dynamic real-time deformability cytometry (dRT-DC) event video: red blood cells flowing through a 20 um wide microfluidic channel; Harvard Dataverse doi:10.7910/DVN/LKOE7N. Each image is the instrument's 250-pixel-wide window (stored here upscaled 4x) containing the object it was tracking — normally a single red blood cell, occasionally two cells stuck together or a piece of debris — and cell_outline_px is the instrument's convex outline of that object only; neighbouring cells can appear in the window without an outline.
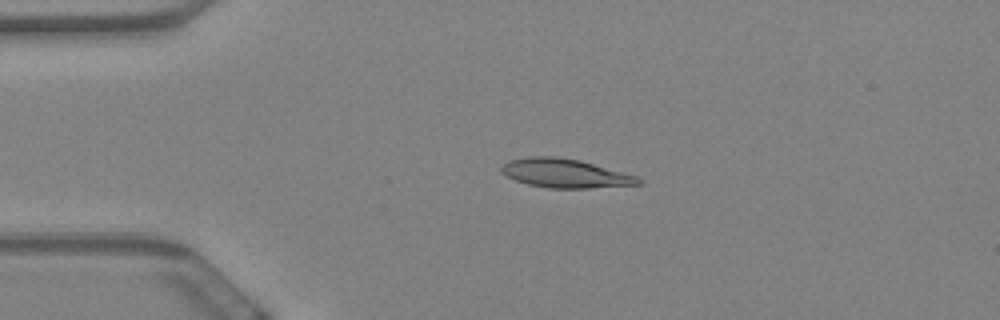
{"species": "Egyptian fruit bat (a non-hibernating species)", "species_latin": "Rousettus aegyptiacus", "temperature_condition": "warm", "stored_images_in_passage": 59, "camera_frame_rate_fps": 3000, "um_per_image_px": 0.085, "animal": {"sex": "female"}, "frame": {"image": 1, "passage_image": 13, "time_ms": 4.0, "image_size_px": [1000, 320], "cell_outline_px": [[644, 184], [588, 188], [548, 188], [528, 184], [516, 180], [500, 172], [500, 168], [508, 160], [528, 156], [556, 156], [580, 160], [636, 176], [644, 180]], "centroid_in_image_um": [48.03, 14.73], "position_along_channel_um": 37.0, "area_um2": 23.06}}
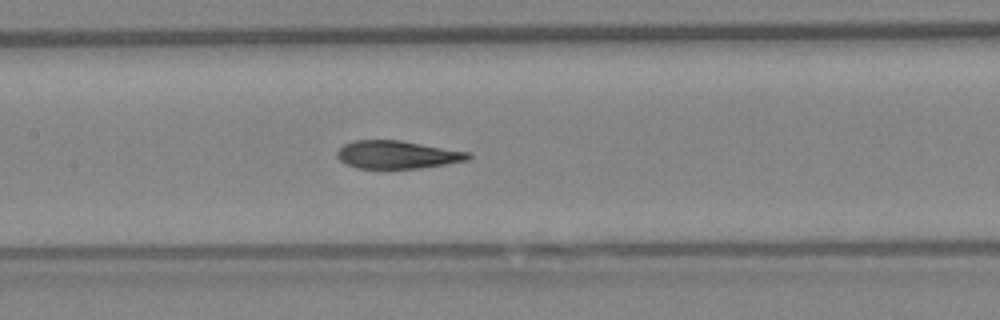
{"frame": {"image": 2, "passage_image": 28, "time_ms": 9.0, "image_size_px": [1000, 320], "cell_outline_px": [[472, 156], [468, 160], [420, 168], [356, 168], [340, 160], [336, 156], [336, 152], [344, 144], [356, 140], [400, 140], [472, 152]], "centroid_in_image_um": [33.79, 13.14], "position_along_channel_um": 173.6, "area_um2": 21.33}}
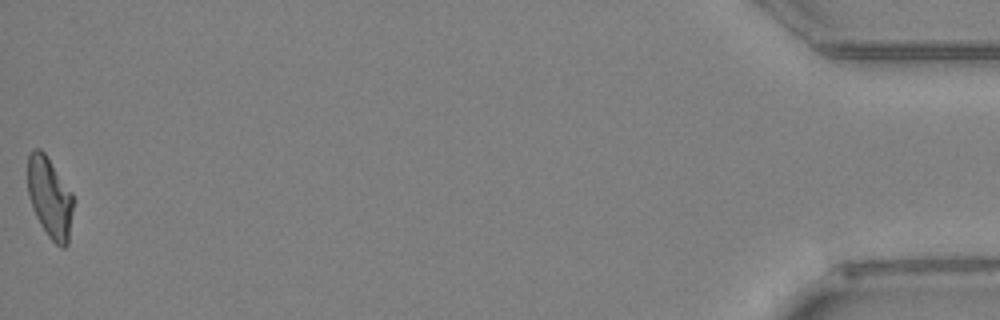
{"frame": {"image": 3, "passage_image": 59, "time_ms": 19.333, "image_size_px": [1000, 320], "cell_outline_px": [[72, 208], [68, 244], [64, 248], [60, 248], [48, 236], [40, 224], [32, 208], [28, 196], [28, 152], [32, 148], [40, 148], [44, 152], [72, 192]], "centroid_in_image_um": [4.21, 16.78], "position_along_channel_um": 431.0, "area_um2": 21.39}, "authors_computed_cell_mechanics": {"area_um2": 22.1374, "velocity_mm_per_s": 3.4402, "shape_relaxation_time_tau1_ms": 8.6001, "shape_relaxation_time_tau2_ms": 2.1336, "deformation_change_tau1": 0.2403, "deformation_change_tau2": 0.0812}}